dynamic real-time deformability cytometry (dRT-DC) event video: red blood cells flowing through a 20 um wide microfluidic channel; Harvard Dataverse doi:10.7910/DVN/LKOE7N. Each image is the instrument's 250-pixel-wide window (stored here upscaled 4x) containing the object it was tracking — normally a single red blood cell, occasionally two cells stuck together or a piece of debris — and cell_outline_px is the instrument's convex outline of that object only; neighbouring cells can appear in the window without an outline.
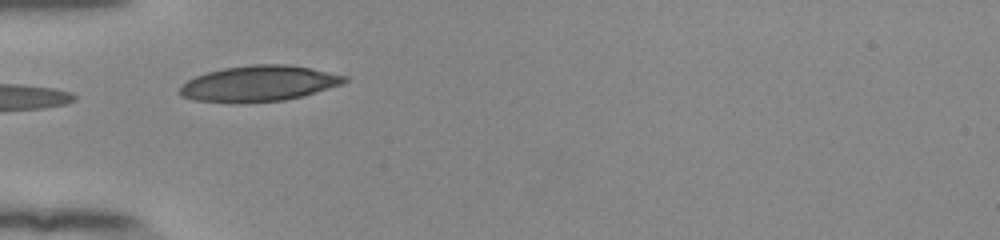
{"species": "human", "species_latin": "Homo sapiens", "temperature_condition": "room temperature", "stored_images_in_passage": 4, "camera_frame_rate_fps": 3000, "um_per_image_px": 0.085, "donor": {"sex": "female"}, "frame": {"image": 1, "passage_image": 1, "time_ms": 0.0, "image_size_px": [1000, 240], "cell_outline_px": [[348, 80], [340, 84], [304, 96], [284, 100], [236, 104], [232, 104], [192, 100], [180, 96], [180, 84], [196, 76], [208, 72], [224, 68], [252, 64], [288, 64], [312, 68], [348, 76]], "centroid_in_image_um": [21.97, 7.11], "position_along_channel_um": 63.0, "area_um2": 34.74}}
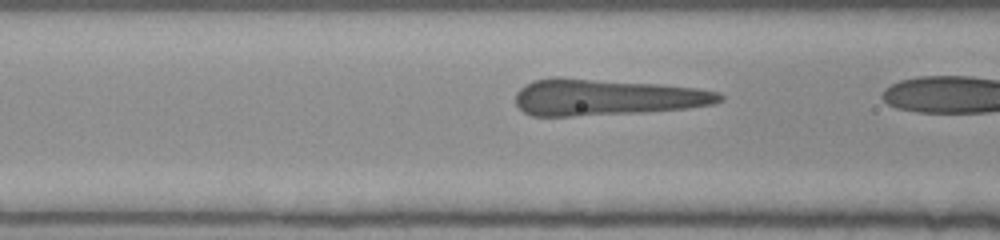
{"frame": {"image": 2, "passage_image": 3, "time_ms": 0.667, "image_size_px": [1000, 240], "cell_outline_px": [[724, 100], [712, 104], [688, 108], [644, 112], [576, 116], [532, 116], [524, 112], [516, 104], [516, 92], [524, 84], [532, 80], [552, 76], [556, 76], [660, 84], [696, 88], [720, 92], [724, 96]], "centroid_in_image_um": [51.52, 8.25], "position_along_channel_um": 115.1, "area_um2": 43.81}}